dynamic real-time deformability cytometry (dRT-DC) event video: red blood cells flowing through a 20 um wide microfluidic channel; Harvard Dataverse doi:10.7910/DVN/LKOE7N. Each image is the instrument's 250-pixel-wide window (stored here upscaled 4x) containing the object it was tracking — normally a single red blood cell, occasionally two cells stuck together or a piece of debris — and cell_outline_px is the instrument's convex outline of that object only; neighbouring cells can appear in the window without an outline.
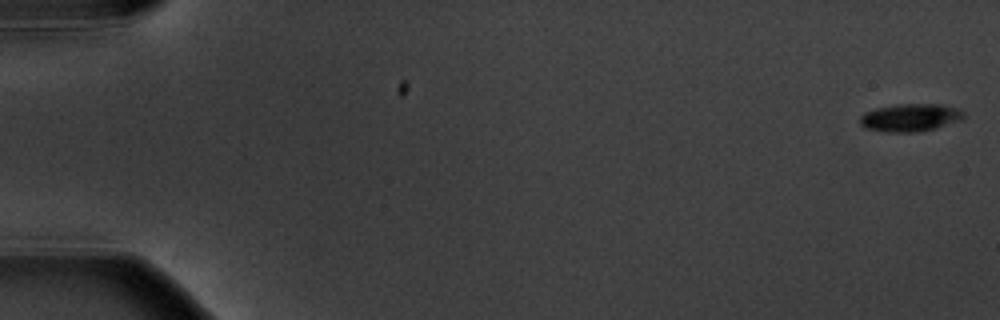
{"species": "common noctule bat (a hibernating species)", "species_latin": "Nyctalus noctula", "temperature_condition": "warm", "stored_images_in_passage": 6, "camera_frame_rate_fps": 3000, "um_per_image_px": 0.085, "animal": {"sex": "male", "body_mass_g": 20.1, "forearm_length_mm": 53.5}, "frame": {"image": 1, "passage_image": 1, "time_ms": 0.0, "image_size_px": [1000, 320], "cell_outline_px": [[964, 116], [960, 120], [936, 128], [920, 132], [888, 132], [864, 128], [860, 124], [860, 116], [864, 112], [876, 108], [900, 104], [940, 104], [956, 108], [964, 112]], "centroid_in_image_um": [77.35, 10.0], "position_along_channel_um": 7.7, "area_um2": 16.76}}